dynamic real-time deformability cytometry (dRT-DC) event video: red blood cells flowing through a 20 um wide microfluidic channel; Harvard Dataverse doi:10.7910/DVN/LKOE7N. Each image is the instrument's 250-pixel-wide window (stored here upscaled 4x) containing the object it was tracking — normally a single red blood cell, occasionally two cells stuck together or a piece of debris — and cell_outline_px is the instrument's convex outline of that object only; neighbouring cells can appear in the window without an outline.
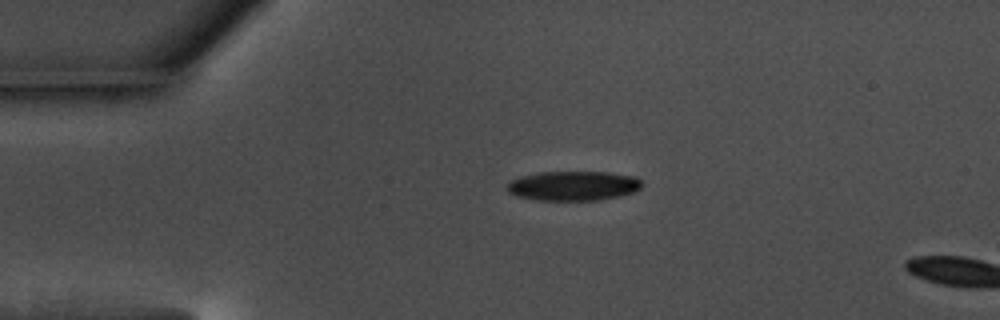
{"species": "common noctule bat (a hibernating species)", "species_latin": "Nyctalus noctula", "temperature_condition": "warm", "stored_images_in_passage": 46, "camera_frame_rate_fps": 3000, "um_per_image_px": 0.085, "animal": {"sex": "male", "body_mass_g": 17.5, "forearm_length_mm": 52.3}, "frame": {"image": 1, "passage_image": 1, "time_ms": 0.0, "image_size_px": [1000, 320], "cell_outline_px": [[644, 184], [640, 188], [632, 192], [620, 196], [600, 200], [540, 200], [520, 196], [508, 192], [508, 184], [512, 180], [520, 176], [540, 172], [604, 172], [632, 176], [640, 180]], "centroid_in_image_um": [48.75, 15.79], "position_along_channel_um": 36.2, "area_um2": 22.95}}
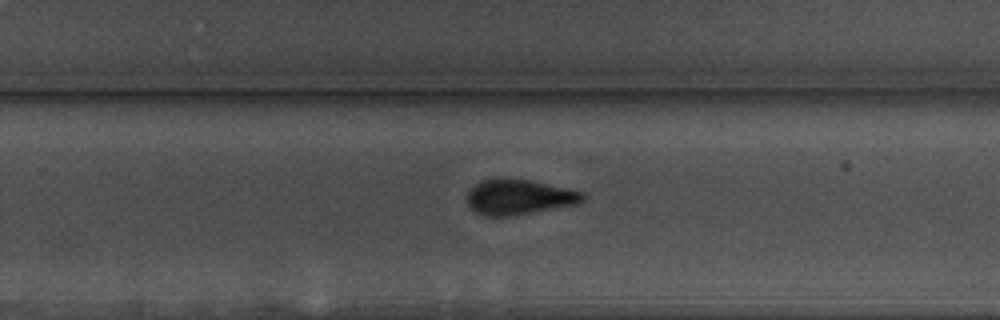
{"frame": {"image": 2, "passage_image": 25, "time_ms": 8.0, "image_size_px": [1000, 320], "cell_outline_px": [[588, 196], [584, 200], [576, 204], [508, 216], [484, 216], [476, 212], [468, 204], [468, 192], [480, 180], [496, 176], [532, 180], [568, 188], [584, 192]], "centroid_in_image_um": [44.12, 16.71], "position_along_channel_um": 285.7, "area_um2": 23.99}}
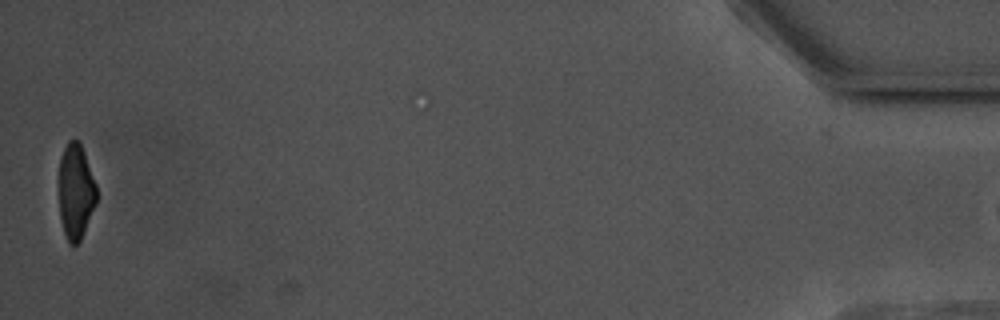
{"frame": {"image": 3, "passage_image": 45, "time_ms": 14.667, "image_size_px": [1000, 320], "cell_outline_px": [[96, 204], [80, 240], [76, 244], [68, 244], [64, 232], [60, 216], [56, 180], [60, 156], [68, 140], [80, 140], [96, 184]], "centroid_in_image_um": [6.39, 16.23], "position_along_channel_um": 428.8, "area_um2": 21.56}}